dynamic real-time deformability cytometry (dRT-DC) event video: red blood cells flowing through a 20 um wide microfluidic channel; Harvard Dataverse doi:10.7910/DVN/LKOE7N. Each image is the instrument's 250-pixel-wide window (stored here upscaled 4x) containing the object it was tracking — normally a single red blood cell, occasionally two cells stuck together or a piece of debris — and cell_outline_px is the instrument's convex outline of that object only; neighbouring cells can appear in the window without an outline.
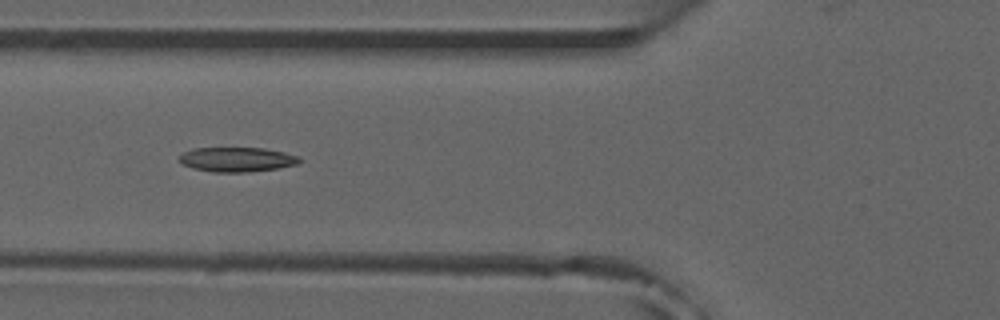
{"species": "common noctule bat (a hibernating species)", "species_latin": "Nyctalus noctula", "temperature_condition": "room temperature", "stored_images_in_passage": 40, "camera_frame_rate_fps": 3000, "um_per_image_px": 0.085, "animal": {"sex": "male", "forearm_length_mm": 52.5}, "frame": {"image": 1, "passage_image": 7, "time_ms": 2.0, "image_size_px": [1000, 320], "cell_outline_px": [[304, 160], [296, 164], [276, 168], [248, 172], [212, 172], [192, 168], [184, 164], [180, 160], [180, 156], [184, 152], [192, 148], [264, 148], [284, 152], [296, 156]], "centroid_in_image_um": [20.14, 13.55], "position_along_channel_um": 105.7, "area_um2": 17.05}, "authors_computed_cell_mechanics": {"area_um2": 16.8776, "velocity_mm_per_s": 3.9293, "shape_relaxation_time_tau1_ms": null, "shape_relaxation_time_tau2_ms": 8.2959, "deformation_change_tau1": null, "deformation_change_tau2": 0.1475}}